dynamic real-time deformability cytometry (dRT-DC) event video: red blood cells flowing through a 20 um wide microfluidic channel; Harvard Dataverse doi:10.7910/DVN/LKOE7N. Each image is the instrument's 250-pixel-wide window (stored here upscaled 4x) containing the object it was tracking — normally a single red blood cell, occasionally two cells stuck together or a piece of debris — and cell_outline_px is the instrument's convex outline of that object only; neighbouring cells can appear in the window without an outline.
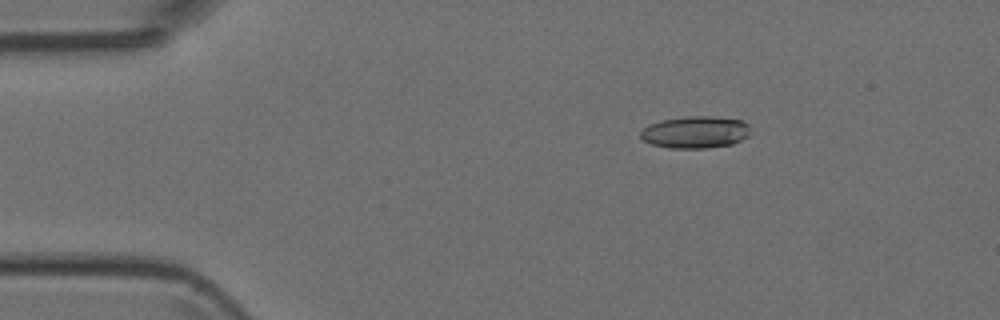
{"species": "Egyptian fruit bat (a non-hibernating species)", "species_latin": "Rousettus aegyptiacus", "temperature_condition": "room temperature", "stored_images_in_passage": 3, "camera_frame_rate_fps": 3000, "um_per_image_px": 0.085, "animal": {"sex": "female"}, "frame": {"image": 1, "passage_image": 2, "time_ms": 1.0, "image_size_px": [1000, 320], "cell_outline_px": [[748, 136], [732, 144], [704, 148], [672, 148], [652, 144], [644, 140], [640, 136], [640, 132], [648, 124], [664, 120], [688, 116], [712, 116], [740, 120], [748, 124]], "centroid_in_image_um": [59.09, 11.23], "position_along_channel_um": 25.9, "area_um2": 20.23}}